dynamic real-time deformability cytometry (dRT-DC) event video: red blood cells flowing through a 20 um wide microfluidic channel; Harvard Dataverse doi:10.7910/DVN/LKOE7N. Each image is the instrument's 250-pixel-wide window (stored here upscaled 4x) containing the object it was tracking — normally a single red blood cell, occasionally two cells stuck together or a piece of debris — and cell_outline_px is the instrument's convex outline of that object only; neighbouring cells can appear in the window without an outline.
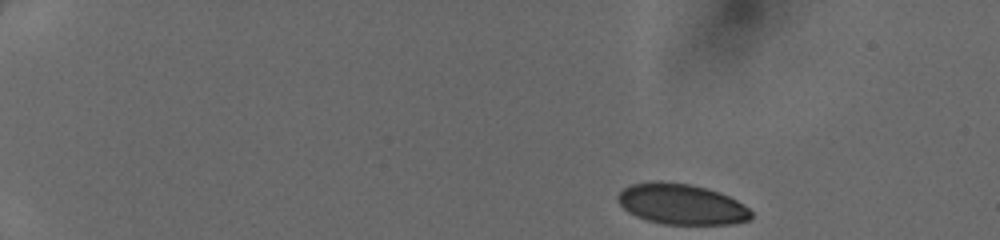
{"species": "human", "species_latin": "Homo sapiens", "temperature_condition": "cold", "stored_images_in_passage": 42, "camera_frame_rate_fps": 3000, "um_per_image_px": 0.085, "donor": {"sex": "female"}, "frame": {"image": 1, "passage_image": 1, "time_ms": 0.0, "image_size_px": [1000, 240], "cell_outline_px": [[752, 220], [732, 224], [664, 224], [648, 220], [636, 216], [628, 212], [616, 200], [616, 196], [624, 188], [632, 184], [652, 180], [660, 180], [688, 184], [720, 192], [736, 200], [748, 208], [752, 212]], "centroid_in_image_um": [57.91, 17.35], "position_along_channel_um": 27.1, "area_um2": 31.67}}
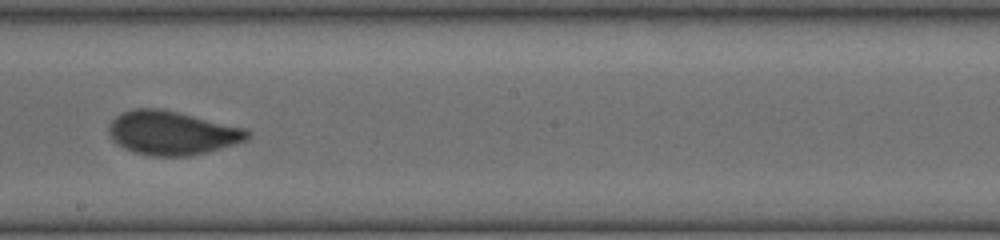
{"frame": {"image": 2, "passage_image": 24, "time_ms": 7.667, "image_size_px": [1000, 240], "cell_outline_px": [[252, 136], [248, 140], [220, 148], [188, 156], [152, 156], [132, 152], [124, 148], [112, 140], [108, 132], [108, 128], [112, 120], [116, 116], [132, 108], [160, 108], [248, 128], [252, 132]], "centroid_in_image_um": [14.65, 11.29], "position_along_channel_um": 233.6, "area_um2": 35.6}}
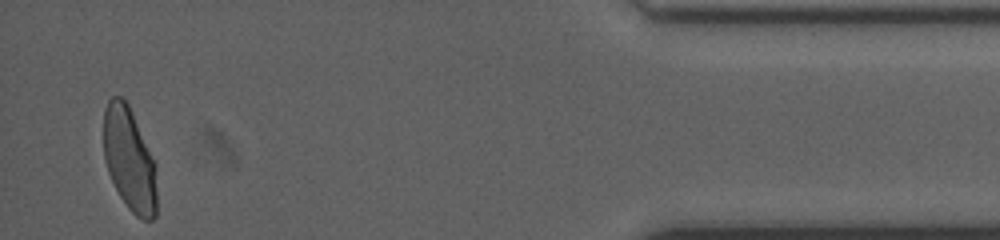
{"frame": {"image": 3, "passage_image": 41, "time_ms": 13.333, "image_size_px": [1000, 240], "cell_outline_px": [[156, 216], [152, 220], [144, 220], [136, 216], [128, 208], [120, 196], [108, 172], [104, 160], [104, 108], [108, 100], [112, 96], [120, 96], [128, 104], [156, 164]], "centroid_in_image_um": [11.0, 13.56], "position_along_channel_um": 424.2, "area_um2": 32.02}}